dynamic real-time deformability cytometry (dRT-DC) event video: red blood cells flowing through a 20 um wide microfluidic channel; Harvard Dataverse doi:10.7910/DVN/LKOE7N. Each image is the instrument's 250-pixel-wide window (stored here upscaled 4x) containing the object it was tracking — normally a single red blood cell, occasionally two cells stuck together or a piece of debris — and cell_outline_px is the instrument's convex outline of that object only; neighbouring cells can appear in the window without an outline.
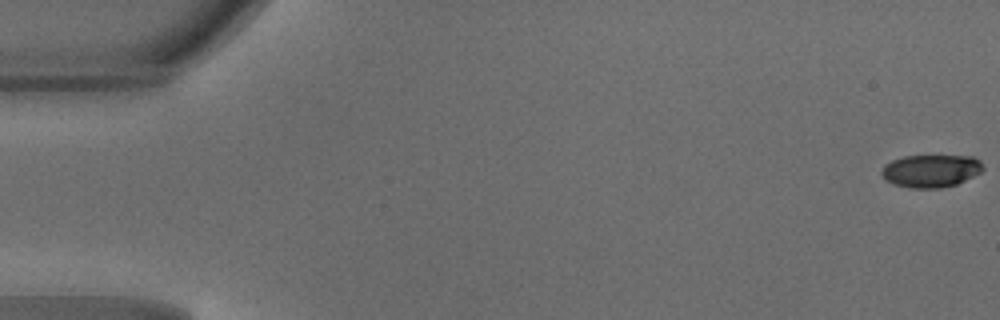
{"species": "common noctule bat (a hibernating species)", "species_latin": "Nyctalus noctula", "temperature_condition": "warm", "stored_images_in_passage": 49, "camera_frame_rate_fps": 3000, "um_per_image_px": 0.085, "animal": {"sex": "male", "body_mass_g": 18.8}, "frame": {"image": 1, "passage_image": 1, "time_ms": 0.0, "image_size_px": [1000, 320], "cell_outline_px": [[984, 168], [980, 172], [956, 184], [940, 188], [908, 188], [892, 184], [884, 180], [880, 172], [884, 164], [892, 160], [904, 156], [972, 156], [980, 160]], "centroid_in_image_um": [79.07, 14.53], "position_along_channel_um": 5.9, "area_um2": 19.42}}
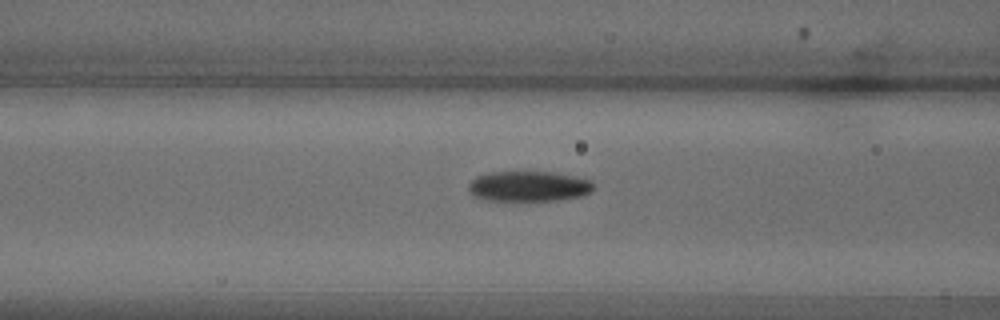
{"frame": {"image": 2, "passage_image": 20, "time_ms": 6.333, "image_size_px": [1000, 320], "cell_outline_px": [[592, 192], [580, 196], [556, 200], [488, 200], [476, 196], [468, 188], [468, 184], [476, 176], [488, 172], [556, 172], [592, 180]], "centroid_in_image_um": [44.96, 15.82], "position_along_channel_um": 121.6, "area_um2": 21.91}}
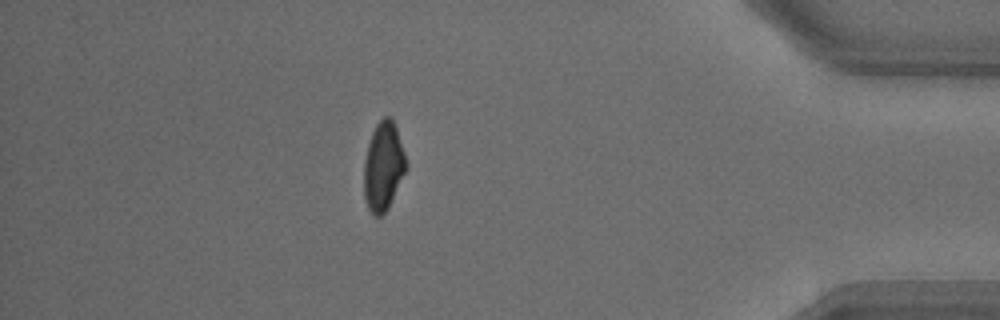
{"frame": {"image": 3, "passage_image": 43, "time_ms": 14.0, "image_size_px": [1000, 320], "cell_outline_px": [[408, 168], [388, 208], [380, 216], [372, 216], [368, 208], [364, 196], [364, 160], [368, 144], [372, 132], [376, 124], [384, 116], [392, 116], [408, 164]], "centroid_in_image_um": [32.59, 14.14], "position_along_channel_um": 402.6, "area_um2": 21.96}, "authors_computed_cell_mechanics": {"area_um2": 22.0218, "velocity_mm_per_s": 4.2132, "shape_relaxation_time_tau1_ms": 3.3139, "shape_relaxation_time_tau2_ms": 2.7234, "deformation_change_tau1": 0.1596, "deformation_change_tau2": 0.0731}}